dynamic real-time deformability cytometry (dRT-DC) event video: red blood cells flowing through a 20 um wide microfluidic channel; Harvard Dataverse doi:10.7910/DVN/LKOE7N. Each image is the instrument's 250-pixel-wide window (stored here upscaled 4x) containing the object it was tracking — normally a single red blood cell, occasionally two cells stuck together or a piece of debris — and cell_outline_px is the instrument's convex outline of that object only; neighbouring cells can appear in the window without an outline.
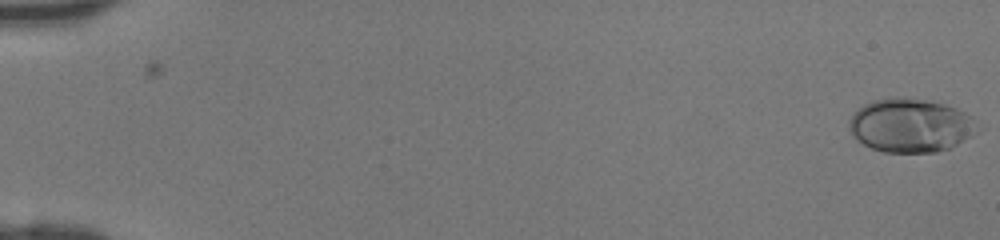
{"species": "human", "species_latin": "Homo sapiens", "temperature_condition": "room temperature", "stored_images_in_passage": 47, "camera_frame_rate_fps": 3000, "um_per_image_px": 0.085, "donor": {"sex": "female"}, "frame": {"image": 1, "passage_image": 1, "time_ms": 0.0, "image_size_px": [1000, 240], "cell_outline_px": [[972, 116], [968, 136], [956, 144], [948, 148], [936, 152], [884, 152], [872, 148], [856, 140], [852, 136], [848, 128], [848, 120], [864, 104], [872, 100], [892, 96], [928, 100], [944, 104], [956, 108]], "centroid_in_image_um": [77.25, 10.64], "position_along_channel_um": 7.7, "area_um2": 39.36}}
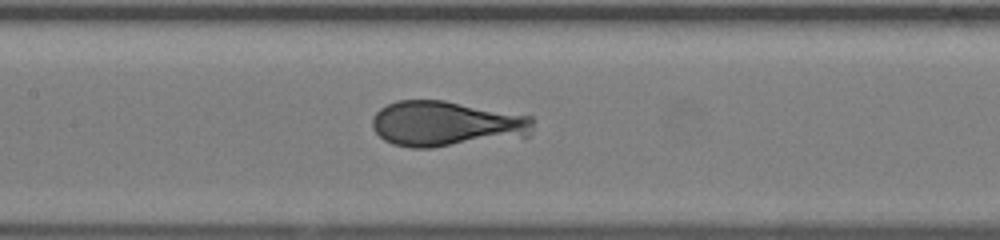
{"frame": {"image": 2, "passage_image": 24, "time_ms": 7.667, "image_size_px": [1000, 240], "cell_outline_px": [[532, 128], [528, 136], [432, 148], [412, 148], [392, 144], [384, 140], [372, 128], [372, 116], [380, 108], [396, 100], [444, 100], [532, 116]], "centroid_in_image_um": [37.89, 10.53], "position_along_channel_um": 169.5, "area_um2": 42.77}}
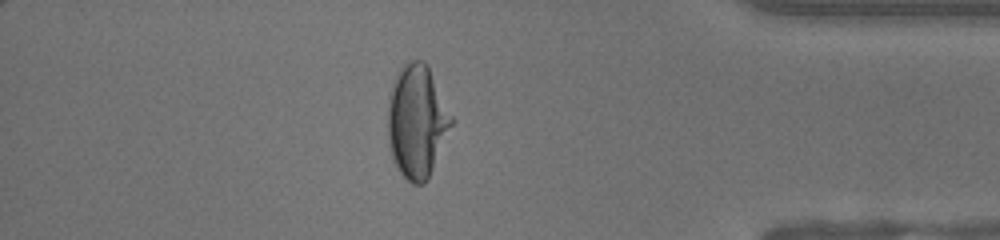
{"frame": {"image": 3, "passage_image": 41, "time_ms": 13.333, "image_size_px": [1000, 240], "cell_outline_px": [[456, 120], [428, 180], [424, 184], [412, 184], [400, 172], [392, 156], [388, 136], [388, 92], [396, 72], [404, 64], [412, 60], [424, 60], [428, 64]], "centroid_in_image_um": [35.48, 10.28], "position_along_channel_um": 399.7, "area_um2": 42.83}}